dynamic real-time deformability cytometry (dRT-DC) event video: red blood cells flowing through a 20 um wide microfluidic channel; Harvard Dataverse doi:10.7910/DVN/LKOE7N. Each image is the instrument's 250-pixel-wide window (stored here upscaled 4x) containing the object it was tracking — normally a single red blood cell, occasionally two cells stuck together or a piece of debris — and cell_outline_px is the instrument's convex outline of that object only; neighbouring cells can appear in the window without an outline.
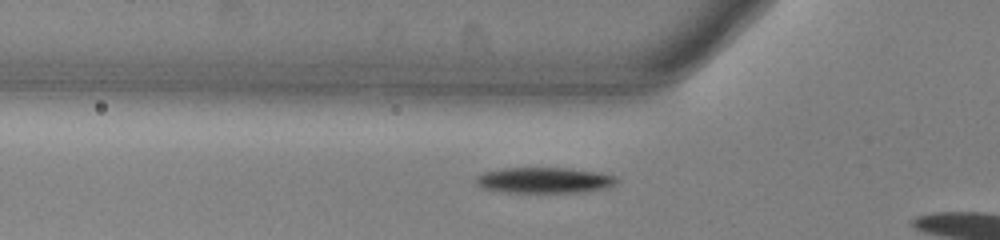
{"species": "common noctule bat (a hibernating species)", "species_latin": "Nyctalus noctula", "temperature_condition": "warm", "stored_images_in_passage": 16, "camera_frame_rate_fps": 3000, "um_per_image_px": 0.085, "animal": {"sex": "male", "body_mass_g": 13.0, "forearm_length_mm": 53.1}, "frame": {"image": 1, "passage_image": 7, "time_ms": 2.0, "image_size_px": [1000, 240], "cell_outline_px": [[620, 180], [616, 184], [604, 188], [584, 192], [504, 192], [480, 188], [476, 184], [476, 176], [484, 172], [504, 168], [568, 168], [596, 172], [616, 176]], "centroid_in_image_um": [46.25, 15.32], "position_along_channel_um": 79.5, "area_um2": 21.15}}
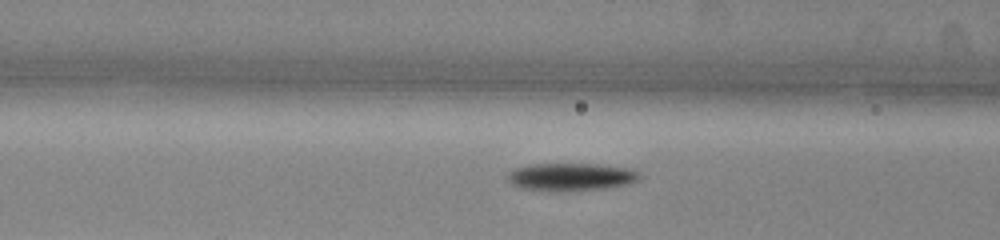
{"frame": {"image": 2, "passage_image": 10, "time_ms": 3.0, "image_size_px": [1000, 240], "cell_outline_px": [[640, 180], [628, 184], [604, 188], [564, 192], [548, 192], [520, 188], [512, 184], [508, 180], [508, 172], [516, 168], [532, 164], [600, 164], [632, 168], [640, 172]], "centroid_in_image_um": [48.56, 15.05], "position_along_channel_um": 118.0, "area_um2": 21.79}}
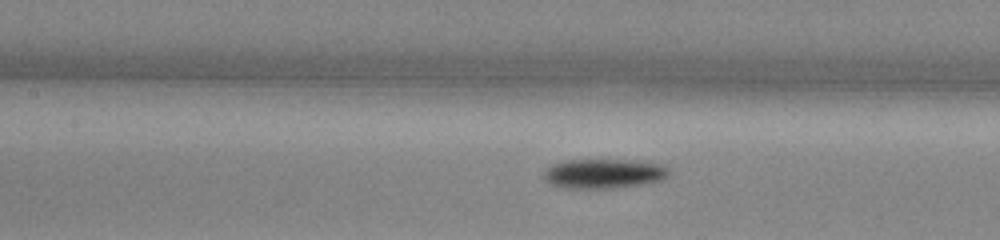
{"frame": {"image": 3, "passage_image": 13, "time_ms": 4.0, "image_size_px": [1000, 240], "cell_outline_px": [[668, 176], [664, 180], [644, 184], [604, 188], [564, 188], [552, 184], [544, 176], [544, 172], [552, 164], [564, 160], [628, 160], [664, 164], [668, 168]], "centroid_in_image_um": [51.36, 14.75], "position_along_channel_um": 156.0, "area_um2": 21.39}}